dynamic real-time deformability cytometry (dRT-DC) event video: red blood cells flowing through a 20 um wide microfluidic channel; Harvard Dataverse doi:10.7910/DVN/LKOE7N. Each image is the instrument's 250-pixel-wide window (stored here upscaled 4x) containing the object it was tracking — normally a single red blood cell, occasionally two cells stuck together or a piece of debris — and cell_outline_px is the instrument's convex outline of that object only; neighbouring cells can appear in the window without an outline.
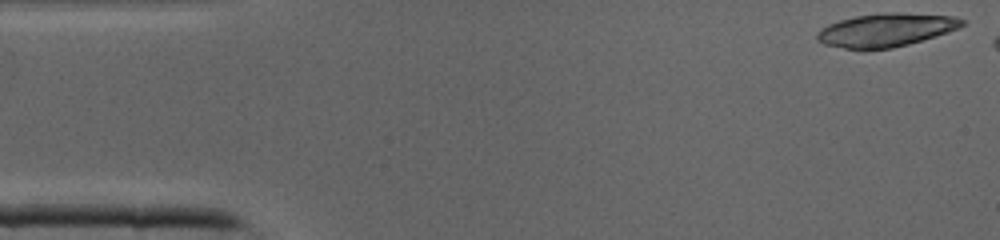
{"species": "common noctule bat (a hibernating species)", "species_latin": "Nyctalus noctula", "temperature_condition": "cold", "stored_images_in_passage": 5, "camera_frame_rate_fps": 3000, "um_per_image_px": 0.085, "animal": {"sex": "male", "body_mass_g": 19.0, "forearm_length_mm": 50.8}, "frame": {"image": 1, "passage_image": 1, "time_ms": 0.0, "image_size_px": [1000, 240], "cell_outline_px": [[964, 24], [948, 32], [908, 44], [892, 48], [868, 52], [864, 52], [824, 44], [816, 40], [816, 32], [820, 28], [828, 24], [840, 20], [856, 16], [896, 12], [956, 16], [964, 20]], "centroid_in_image_um": [75.24, 2.58], "position_along_channel_um": 9.8, "area_um2": 28.5}}